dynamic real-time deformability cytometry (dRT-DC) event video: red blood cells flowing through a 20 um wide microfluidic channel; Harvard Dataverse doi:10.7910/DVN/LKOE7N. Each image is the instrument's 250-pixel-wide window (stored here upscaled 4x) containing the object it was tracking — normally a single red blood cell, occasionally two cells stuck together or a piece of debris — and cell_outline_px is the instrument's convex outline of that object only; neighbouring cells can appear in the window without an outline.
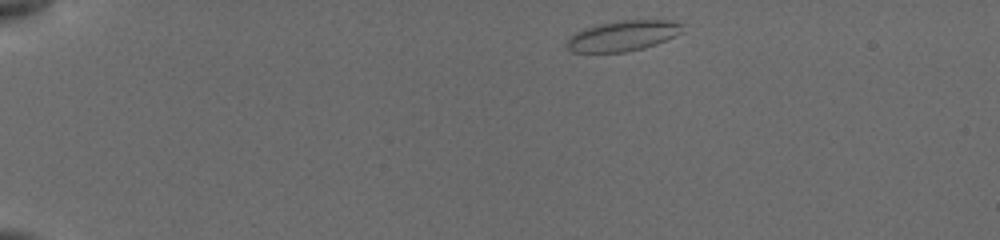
{"species": "common noctule bat (a hibernating species)", "species_latin": "Nyctalus noctula", "temperature_condition": "cold", "stored_images_in_passage": 50, "camera_frame_rate_fps": 3000, "um_per_image_px": 0.085, "animal": {"sex": "female", "body_mass_g": 19.5, "forearm_length_mm": 54.1}, "frame": {"image": 1, "passage_image": 1, "time_ms": 0.0, "image_size_px": [1000, 240], "cell_outline_px": [[680, 32], [656, 44], [624, 52], [572, 52], [564, 44], [576, 32], [584, 28], [616, 20], [672, 20], [680, 24]], "centroid_in_image_um": [52.87, 3.04], "position_along_channel_um": 32.1, "area_um2": 20.06}}
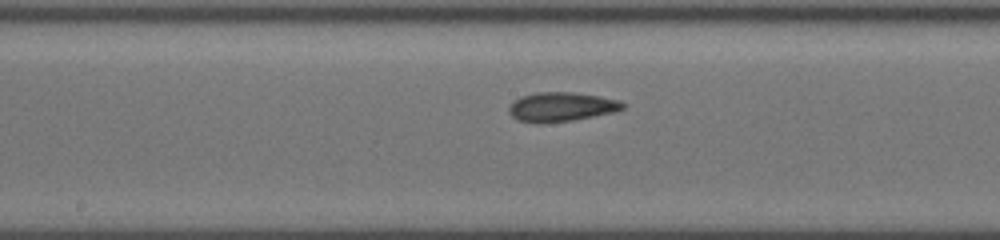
{"frame": {"image": 2, "passage_image": 29, "time_ms": 6.667, "image_size_px": [1000, 240], "cell_outline_px": [[624, 108], [612, 112], [572, 120], [520, 120], [512, 116], [508, 112], [508, 108], [520, 96], [536, 92], [572, 92], [600, 96], [620, 100], [624, 104]], "centroid_in_image_um": [47.75, 9.02], "position_along_channel_um": 200.4, "area_um2": 18.5}}
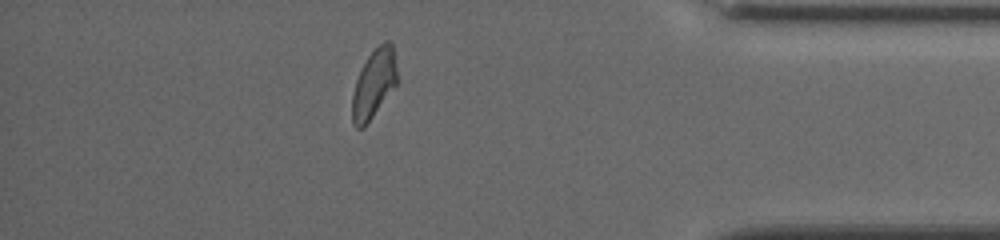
{"frame": {"image": 3, "passage_image": 44, "time_ms": 12.667, "image_size_px": [1000, 240], "cell_outline_px": [[396, 84], [364, 128], [356, 128], [352, 124], [352, 96], [356, 80], [368, 56], [384, 40], [388, 40], [392, 44], [396, 68]], "centroid_in_image_um": [31.76, 7.14], "position_along_channel_um": 403.4, "area_um2": 17.57}, "authors_computed_cell_mechanics": {"area_um2": 18.4671, "velocity_mm_per_s": 3.8196, "shape_relaxation_time_tau1_ms": 7.5286, "shape_relaxation_time_tau2_ms": 1.9236, "deformation_change_tau1": 0.1787, "deformation_change_tau2": 0.0778}}